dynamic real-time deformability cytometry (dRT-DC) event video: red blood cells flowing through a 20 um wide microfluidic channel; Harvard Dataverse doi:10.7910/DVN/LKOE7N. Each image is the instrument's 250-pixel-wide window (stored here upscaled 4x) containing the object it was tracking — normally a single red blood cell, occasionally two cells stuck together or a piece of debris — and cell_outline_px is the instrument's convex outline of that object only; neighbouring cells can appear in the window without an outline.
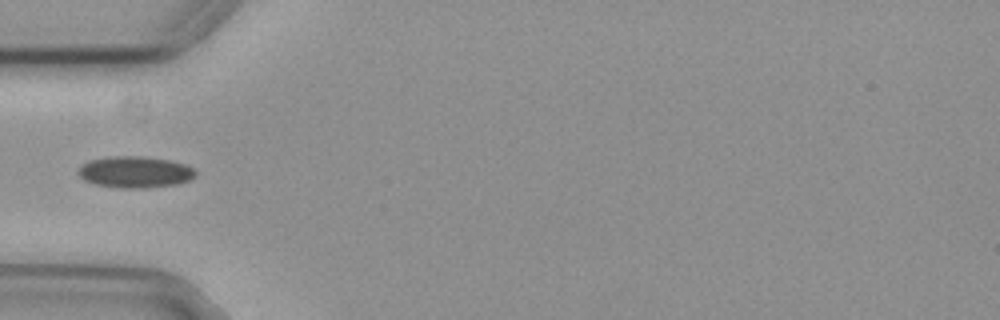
{"species": "common noctule bat (a hibernating species)", "species_latin": "Nyctalus noctula", "temperature_condition": "cold", "stored_images_in_passage": 13, "camera_frame_rate_fps": 3000, "um_per_image_px": 0.085, "animal": {"sex": "female", "body_mass_g": 29.2, "forearm_length_mm": 56.3}, "frame": {"image": 1, "passage_image": 1, "time_ms": 0.0, "image_size_px": [1000, 320], "cell_outline_px": [[196, 176], [192, 180], [180, 184], [144, 188], [120, 188], [96, 184], [84, 180], [76, 172], [84, 164], [92, 160], [108, 156], [140, 156], [168, 160], [184, 164], [192, 168], [196, 172]], "centroid_in_image_um": [11.51, 14.63], "position_along_channel_um": 73.5, "area_um2": 21.5}}
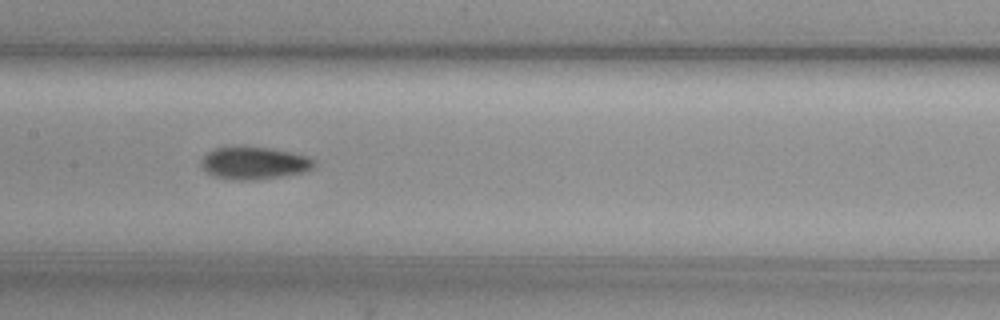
{"frame": {"image": 2, "passage_image": 10, "time_ms": 3.0, "image_size_px": [1000, 320], "cell_outline_px": [[316, 164], [312, 168], [300, 172], [280, 176], [256, 180], [228, 180], [212, 176], [200, 164], [204, 156], [208, 152], [216, 148], [268, 148], [308, 156], [316, 160]], "centroid_in_image_um": [21.59, 13.89], "position_along_channel_um": 185.8, "area_um2": 20.87}}